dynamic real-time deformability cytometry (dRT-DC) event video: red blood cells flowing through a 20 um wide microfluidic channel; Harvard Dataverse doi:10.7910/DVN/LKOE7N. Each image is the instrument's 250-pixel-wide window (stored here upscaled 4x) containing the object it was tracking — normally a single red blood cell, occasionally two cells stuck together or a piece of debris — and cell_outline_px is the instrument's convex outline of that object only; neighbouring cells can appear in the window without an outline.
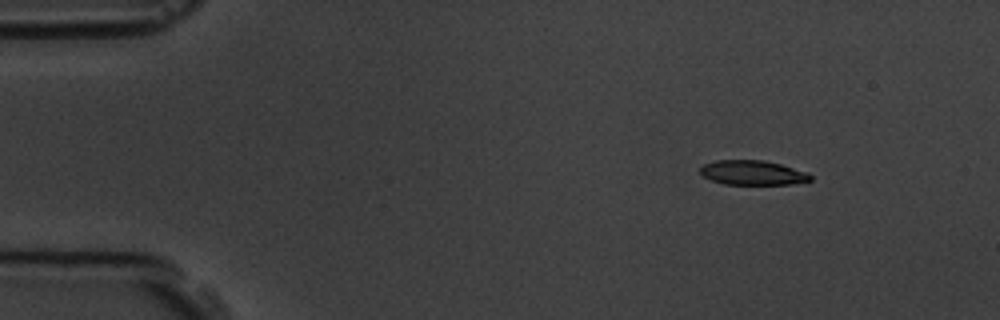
{"species": "common noctule bat (a hibernating species)", "species_latin": "Nyctalus noctula", "temperature_condition": "room temperature", "stored_images_in_passage": 6, "segment_of_instrument_passage": [1, 2], "camera_frame_rate_fps": 3000, "um_per_image_px": 0.085, "animal": {"sex": "male", "body_mass_g": 19.5, "forearm_length_mm": 54.6}, "frame": {"image": 1, "passage_image": 2, "time_ms": 1.333, "image_size_px": [1000, 320], "cell_outline_px": [[812, 180], [792, 184], [724, 184], [712, 180], [704, 176], [700, 172], [700, 168], [704, 164], [716, 160], [764, 160], [780, 164], [808, 172], [812, 176]], "centroid_in_image_um": [64.0, 14.68], "position_along_channel_um": 21.0, "area_um2": 15.72}}